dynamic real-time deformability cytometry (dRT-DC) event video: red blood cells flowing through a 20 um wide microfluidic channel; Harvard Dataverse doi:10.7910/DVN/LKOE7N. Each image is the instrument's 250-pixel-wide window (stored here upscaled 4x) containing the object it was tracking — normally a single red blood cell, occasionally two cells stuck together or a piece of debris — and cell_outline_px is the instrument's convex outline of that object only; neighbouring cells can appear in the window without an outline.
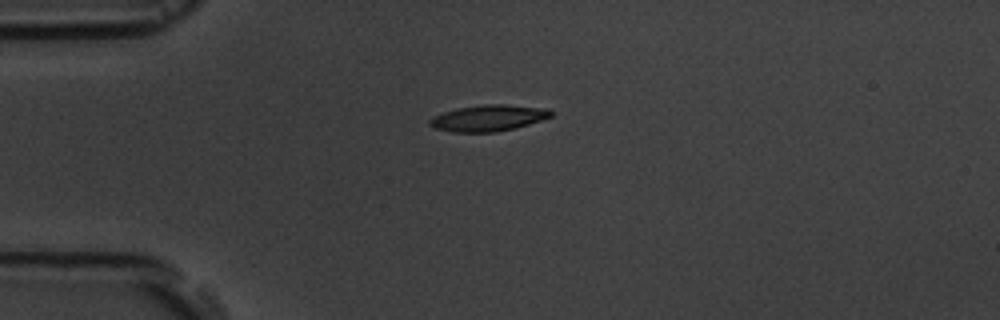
{"species": "common noctule bat (a hibernating species)", "species_latin": "Nyctalus noctula", "temperature_condition": "room temperature", "stored_images_in_passage": 13, "camera_frame_rate_fps": 3000, "um_per_image_px": 0.085, "animal": {"sex": "male", "body_mass_g": 19.5, "forearm_length_mm": 54.6}, "frame": {"image": 1, "passage_image": 1, "time_ms": 0.0, "image_size_px": [1000, 320], "cell_outline_px": [[552, 116], [516, 128], [496, 132], [452, 132], [436, 128], [428, 124], [428, 120], [432, 116], [456, 108], [484, 104], [504, 104], [548, 108], [552, 112]], "centroid_in_image_um": [41.49, 10.03], "position_along_channel_um": 43.5, "area_um2": 18.61}}
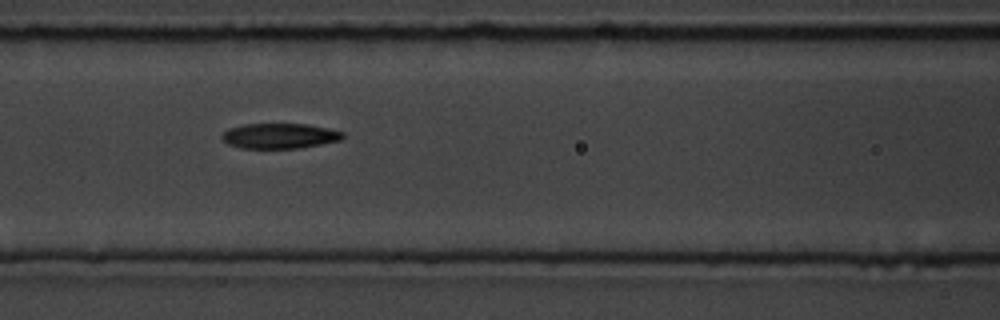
{"frame": {"image": 2, "passage_image": 4, "time_ms": 3.333, "image_size_px": [1000, 320], "cell_outline_px": [[344, 136], [340, 140], [300, 148], [240, 148], [228, 144], [220, 136], [228, 128], [244, 124], [308, 124], [328, 128], [344, 132]], "centroid_in_image_um": [23.76, 11.55], "position_along_channel_um": 142.8, "area_um2": 17.74}}
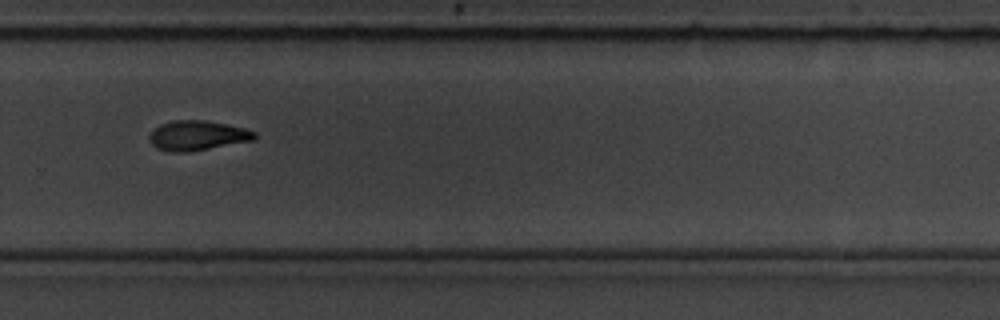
{"frame": {"image": 3, "passage_image": 8, "time_ms": 8.0, "image_size_px": [1000, 320], "cell_outline_px": [[256, 140], [188, 152], [172, 152], [156, 148], [148, 140], [148, 136], [160, 124], [172, 120], [204, 120], [228, 124], [244, 128], [256, 132]], "centroid_in_image_um": [16.79, 11.52], "position_along_channel_um": 313.0, "area_um2": 18.38}, "authors_computed_cell_mechanics": {"area_um2": 18.3804, "velocity_mm_per_s": 3.6552, "shape_relaxation_time_tau1_ms": 2.7331, "shape_relaxation_time_tau2_ms": null, "deformation_change_tau1": 0.1226, "deformation_change_tau2": null}}